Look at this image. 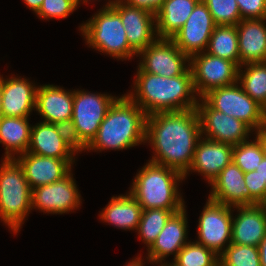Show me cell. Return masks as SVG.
<instances>
[{
  "instance_id": "11",
  "label": "cell",
  "mask_w": 266,
  "mask_h": 266,
  "mask_svg": "<svg viewBox=\"0 0 266 266\" xmlns=\"http://www.w3.org/2000/svg\"><path fill=\"white\" fill-rule=\"evenodd\" d=\"M231 209H233L232 206L217 203L208 198L198 220V241L196 242L212 250L218 256L231 244L233 218Z\"/></svg>"
},
{
  "instance_id": "35",
  "label": "cell",
  "mask_w": 266,
  "mask_h": 266,
  "mask_svg": "<svg viewBox=\"0 0 266 266\" xmlns=\"http://www.w3.org/2000/svg\"><path fill=\"white\" fill-rule=\"evenodd\" d=\"M79 4V0H44L37 15L44 19L66 18Z\"/></svg>"
},
{
  "instance_id": "30",
  "label": "cell",
  "mask_w": 266,
  "mask_h": 266,
  "mask_svg": "<svg viewBox=\"0 0 266 266\" xmlns=\"http://www.w3.org/2000/svg\"><path fill=\"white\" fill-rule=\"evenodd\" d=\"M174 214L171 210L164 209H147L142 210L138 226L139 238L142 239L148 249L157 239L169 218Z\"/></svg>"
},
{
  "instance_id": "29",
  "label": "cell",
  "mask_w": 266,
  "mask_h": 266,
  "mask_svg": "<svg viewBox=\"0 0 266 266\" xmlns=\"http://www.w3.org/2000/svg\"><path fill=\"white\" fill-rule=\"evenodd\" d=\"M245 66V70H241ZM238 85L266 111V62L249 63L238 69Z\"/></svg>"
},
{
  "instance_id": "40",
  "label": "cell",
  "mask_w": 266,
  "mask_h": 266,
  "mask_svg": "<svg viewBox=\"0 0 266 266\" xmlns=\"http://www.w3.org/2000/svg\"><path fill=\"white\" fill-rule=\"evenodd\" d=\"M256 133V138L260 141L264 158L266 159V128H263Z\"/></svg>"
},
{
  "instance_id": "15",
  "label": "cell",
  "mask_w": 266,
  "mask_h": 266,
  "mask_svg": "<svg viewBox=\"0 0 266 266\" xmlns=\"http://www.w3.org/2000/svg\"><path fill=\"white\" fill-rule=\"evenodd\" d=\"M112 8L120 15L129 46L137 54L158 38L155 14L152 12L123 1Z\"/></svg>"
},
{
  "instance_id": "17",
  "label": "cell",
  "mask_w": 266,
  "mask_h": 266,
  "mask_svg": "<svg viewBox=\"0 0 266 266\" xmlns=\"http://www.w3.org/2000/svg\"><path fill=\"white\" fill-rule=\"evenodd\" d=\"M202 138V139H201ZM233 146L213 141L202 136L198 140L194 157L187 174L192 170L204 176L211 184L218 174L232 162Z\"/></svg>"
},
{
  "instance_id": "26",
  "label": "cell",
  "mask_w": 266,
  "mask_h": 266,
  "mask_svg": "<svg viewBox=\"0 0 266 266\" xmlns=\"http://www.w3.org/2000/svg\"><path fill=\"white\" fill-rule=\"evenodd\" d=\"M100 219L123 230H138L142 207L130 194L112 197L101 211Z\"/></svg>"
},
{
  "instance_id": "47",
  "label": "cell",
  "mask_w": 266,
  "mask_h": 266,
  "mask_svg": "<svg viewBox=\"0 0 266 266\" xmlns=\"http://www.w3.org/2000/svg\"><path fill=\"white\" fill-rule=\"evenodd\" d=\"M262 207L266 210V198L265 200L261 203Z\"/></svg>"
},
{
  "instance_id": "28",
  "label": "cell",
  "mask_w": 266,
  "mask_h": 266,
  "mask_svg": "<svg viewBox=\"0 0 266 266\" xmlns=\"http://www.w3.org/2000/svg\"><path fill=\"white\" fill-rule=\"evenodd\" d=\"M205 52L230 60L240 67L236 25H216Z\"/></svg>"
},
{
  "instance_id": "31",
  "label": "cell",
  "mask_w": 266,
  "mask_h": 266,
  "mask_svg": "<svg viewBox=\"0 0 266 266\" xmlns=\"http://www.w3.org/2000/svg\"><path fill=\"white\" fill-rule=\"evenodd\" d=\"M178 266H219V256L197 242H188L174 259Z\"/></svg>"
},
{
  "instance_id": "14",
  "label": "cell",
  "mask_w": 266,
  "mask_h": 266,
  "mask_svg": "<svg viewBox=\"0 0 266 266\" xmlns=\"http://www.w3.org/2000/svg\"><path fill=\"white\" fill-rule=\"evenodd\" d=\"M215 27L207 5L200 0L185 24L171 39L183 53L191 57L206 51Z\"/></svg>"
},
{
  "instance_id": "1",
  "label": "cell",
  "mask_w": 266,
  "mask_h": 266,
  "mask_svg": "<svg viewBox=\"0 0 266 266\" xmlns=\"http://www.w3.org/2000/svg\"><path fill=\"white\" fill-rule=\"evenodd\" d=\"M200 137L196 109L160 112L146 117L145 141L155 151L150 162L175 169L183 175L192 164Z\"/></svg>"
},
{
  "instance_id": "41",
  "label": "cell",
  "mask_w": 266,
  "mask_h": 266,
  "mask_svg": "<svg viewBox=\"0 0 266 266\" xmlns=\"http://www.w3.org/2000/svg\"><path fill=\"white\" fill-rule=\"evenodd\" d=\"M261 266H266V236L258 246Z\"/></svg>"
},
{
  "instance_id": "38",
  "label": "cell",
  "mask_w": 266,
  "mask_h": 266,
  "mask_svg": "<svg viewBox=\"0 0 266 266\" xmlns=\"http://www.w3.org/2000/svg\"><path fill=\"white\" fill-rule=\"evenodd\" d=\"M241 19L266 18V0H236Z\"/></svg>"
},
{
  "instance_id": "34",
  "label": "cell",
  "mask_w": 266,
  "mask_h": 266,
  "mask_svg": "<svg viewBox=\"0 0 266 266\" xmlns=\"http://www.w3.org/2000/svg\"><path fill=\"white\" fill-rule=\"evenodd\" d=\"M216 25H237L241 19L236 0H202Z\"/></svg>"
},
{
  "instance_id": "2",
  "label": "cell",
  "mask_w": 266,
  "mask_h": 266,
  "mask_svg": "<svg viewBox=\"0 0 266 266\" xmlns=\"http://www.w3.org/2000/svg\"><path fill=\"white\" fill-rule=\"evenodd\" d=\"M135 77V92H129L127 96L146 115L196 109L198 105L191 68L176 77H163L147 72H137Z\"/></svg>"
},
{
  "instance_id": "3",
  "label": "cell",
  "mask_w": 266,
  "mask_h": 266,
  "mask_svg": "<svg viewBox=\"0 0 266 266\" xmlns=\"http://www.w3.org/2000/svg\"><path fill=\"white\" fill-rule=\"evenodd\" d=\"M147 115L126 94L117 98L86 150H123L145 143Z\"/></svg>"
},
{
  "instance_id": "8",
  "label": "cell",
  "mask_w": 266,
  "mask_h": 266,
  "mask_svg": "<svg viewBox=\"0 0 266 266\" xmlns=\"http://www.w3.org/2000/svg\"><path fill=\"white\" fill-rule=\"evenodd\" d=\"M193 85L198 98L237 82L239 67L232 61L200 52L190 57Z\"/></svg>"
},
{
  "instance_id": "46",
  "label": "cell",
  "mask_w": 266,
  "mask_h": 266,
  "mask_svg": "<svg viewBox=\"0 0 266 266\" xmlns=\"http://www.w3.org/2000/svg\"><path fill=\"white\" fill-rule=\"evenodd\" d=\"M160 264H161V266H178V265L175 264L174 262H172V264H171V263L167 264V263H162V262H160Z\"/></svg>"
},
{
  "instance_id": "7",
  "label": "cell",
  "mask_w": 266,
  "mask_h": 266,
  "mask_svg": "<svg viewBox=\"0 0 266 266\" xmlns=\"http://www.w3.org/2000/svg\"><path fill=\"white\" fill-rule=\"evenodd\" d=\"M237 84L213 89L202 98L213 109L237 118L255 132L266 128V111Z\"/></svg>"
},
{
  "instance_id": "39",
  "label": "cell",
  "mask_w": 266,
  "mask_h": 266,
  "mask_svg": "<svg viewBox=\"0 0 266 266\" xmlns=\"http://www.w3.org/2000/svg\"><path fill=\"white\" fill-rule=\"evenodd\" d=\"M125 2L129 5L136 6L138 8L145 9L155 14L165 0H112L104 5V7H113L118 2Z\"/></svg>"
},
{
  "instance_id": "36",
  "label": "cell",
  "mask_w": 266,
  "mask_h": 266,
  "mask_svg": "<svg viewBox=\"0 0 266 266\" xmlns=\"http://www.w3.org/2000/svg\"><path fill=\"white\" fill-rule=\"evenodd\" d=\"M57 133L62 140L76 153L87 149V145L80 139L77 128L72 119L54 123Z\"/></svg>"
},
{
  "instance_id": "9",
  "label": "cell",
  "mask_w": 266,
  "mask_h": 266,
  "mask_svg": "<svg viewBox=\"0 0 266 266\" xmlns=\"http://www.w3.org/2000/svg\"><path fill=\"white\" fill-rule=\"evenodd\" d=\"M118 97L95 94L83 90L73 91L72 121L80 139L88 146L97 135L108 109Z\"/></svg>"
},
{
  "instance_id": "37",
  "label": "cell",
  "mask_w": 266,
  "mask_h": 266,
  "mask_svg": "<svg viewBox=\"0 0 266 266\" xmlns=\"http://www.w3.org/2000/svg\"><path fill=\"white\" fill-rule=\"evenodd\" d=\"M244 181L250 192V205L261 204L266 198V184L256 170L245 173Z\"/></svg>"
},
{
  "instance_id": "43",
  "label": "cell",
  "mask_w": 266,
  "mask_h": 266,
  "mask_svg": "<svg viewBox=\"0 0 266 266\" xmlns=\"http://www.w3.org/2000/svg\"><path fill=\"white\" fill-rule=\"evenodd\" d=\"M259 176L261 177L262 184H266V159L263 158V160L259 163V166L257 169H255Z\"/></svg>"
},
{
  "instance_id": "4",
  "label": "cell",
  "mask_w": 266,
  "mask_h": 266,
  "mask_svg": "<svg viewBox=\"0 0 266 266\" xmlns=\"http://www.w3.org/2000/svg\"><path fill=\"white\" fill-rule=\"evenodd\" d=\"M183 180L179 171L149 161L133 179L129 193L142 210L158 208L177 213L185 207L177 186Z\"/></svg>"
},
{
  "instance_id": "24",
  "label": "cell",
  "mask_w": 266,
  "mask_h": 266,
  "mask_svg": "<svg viewBox=\"0 0 266 266\" xmlns=\"http://www.w3.org/2000/svg\"><path fill=\"white\" fill-rule=\"evenodd\" d=\"M27 152L58 159L75 158V152L62 140L54 124L44 121L31 127Z\"/></svg>"
},
{
  "instance_id": "48",
  "label": "cell",
  "mask_w": 266,
  "mask_h": 266,
  "mask_svg": "<svg viewBox=\"0 0 266 266\" xmlns=\"http://www.w3.org/2000/svg\"><path fill=\"white\" fill-rule=\"evenodd\" d=\"M80 1H82V0H79V3H80ZM84 2H85V3H87V2H88V0H83V3H84Z\"/></svg>"
},
{
  "instance_id": "22",
  "label": "cell",
  "mask_w": 266,
  "mask_h": 266,
  "mask_svg": "<svg viewBox=\"0 0 266 266\" xmlns=\"http://www.w3.org/2000/svg\"><path fill=\"white\" fill-rule=\"evenodd\" d=\"M266 18L242 19L236 25L240 66L266 62Z\"/></svg>"
},
{
  "instance_id": "33",
  "label": "cell",
  "mask_w": 266,
  "mask_h": 266,
  "mask_svg": "<svg viewBox=\"0 0 266 266\" xmlns=\"http://www.w3.org/2000/svg\"><path fill=\"white\" fill-rule=\"evenodd\" d=\"M264 154L260 141L255 137L253 141H243L233 146L232 161L244 172L248 173L258 168Z\"/></svg>"
},
{
  "instance_id": "32",
  "label": "cell",
  "mask_w": 266,
  "mask_h": 266,
  "mask_svg": "<svg viewBox=\"0 0 266 266\" xmlns=\"http://www.w3.org/2000/svg\"><path fill=\"white\" fill-rule=\"evenodd\" d=\"M219 266H261L259 249L231 243L219 256Z\"/></svg>"
},
{
  "instance_id": "19",
  "label": "cell",
  "mask_w": 266,
  "mask_h": 266,
  "mask_svg": "<svg viewBox=\"0 0 266 266\" xmlns=\"http://www.w3.org/2000/svg\"><path fill=\"white\" fill-rule=\"evenodd\" d=\"M233 208L239 213L232 218L231 243L258 247L266 236V210L261 204Z\"/></svg>"
},
{
  "instance_id": "27",
  "label": "cell",
  "mask_w": 266,
  "mask_h": 266,
  "mask_svg": "<svg viewBox=\"0 0 266 266\" xmlns=\"http://www.w3.org/2000/svg\"><path fill=\"white\" fill-rule=\"evenodd\" d=\"M28 119V117H0V143L6 150L4 159H15V154L22 155L27 152L32 127Z\"/></svg>"
},
{
  "instance_id": "5",
  "label": "cell",
  "mask_w": 266,
  "mask_h": 266,
  "mask_svg": "<svg viewBox=\"0 0 266 266\" xmlns=\"http://www.w3.org/2000/svg\"><path fill=\"white\" fill-rule=\"evenodd\" d=\"M0 166V218L17 233L32 210V189L16 159H3Z\"/></svg>"
},
{
  "instance_id": "12",
  "label": "cell",
  "mask_w": 266,
  "mask_h": 266,
  "mask_svg": "<svg viewBox=\"0 0 266 266\" xmlns=\"http://www.w3.org/2000/svg\"><path fill=\"white\" fill-rule=\"evenodd\" d=\"M199 99L196 111L201 136L204 134L207 139L232 146L249 139L251 129L244 122L213 109L203 98Z\"/></svg>"
},
{
  "instance_id": "44",
  "label": "cell",
  "mask_w": 266,
  "mask_h": 266,
  "mask_svg": "<svg viewBox=\"0 0 266 266\" xmlns=\"http://www.w3.org/2000/svg\"><path fill=\"white\" fill-rule=\"evenodd\" d=\"M142 261L143 260H142L141 255H140V257H138V258L135 257V259H132V261L125 266H144L143 264H145V263H143Z\"/></svg>"
},
{
  "instance_id": "45",
  "label": "cell",
  "mask_w": 266,
  "mask_h": 266,
  "mask_svg": "<svg viewBox=\"0 0 266 266\" xmlns=\"http://www.w3.org/2000/svg\"><path fill=\"white\" fill-rule=\"evenodd\" d=\"M2 116V106H1V75H0V117Z\"/></svg>"
},
{
  "instance_id": "10",
  "label": "cell",
  "mask_w": 266,
  "mask_h": 266,
  "mask_svg": "<svg viewBox=\"0 0 266 266\" xmlns=\"http://www.w3.org/2000/svg\"><path fill=\"white\" fill-rule=\"evenodd\" d=\"M137 55L142 58L137 72L176 77L190 68V57L183 53L172 39L157 38Z\"/></svg>"
},
{
  "instance_id": "25",
  "label": "cell",
  "mask_w": 266,
  "mask_h": 266,
  "mask_svg": "<svg viewBox=\"0 0 266 266\" xmlns=\"http://www.w3.org/2000/svg\"><path fill=\"white\" fill-rule=\"evenodd\" d=\"M200 0H165L155 13L158 38L171 39L185 24Z\"/></svg>"
},
{
  "instance_id": "42",
  "label": "cell",
  "mask_w": 266,
  "mask_h": 266,
  "mask_svg": "<svg viewBox=\"0 0 266 266\" xmlns=\"http://www.w3.org/2000/svg\"><path fill=\"white\" fill-rule=\"evenodd\" d=\"M24 3L36 14L39 12L44 0H23Z\"/></svg>"
},
{
  "instance_id": "18",
  "label": "cell",
  "mask_w": 266,
  "mask_h": 266,
  "mask_svg": "<svg viewBox=\"0 0 266 266\" xmlns=\"http://www.w3.org/2000/svg\"><path fill=\"white\" fill-rule=\"evenodd\" d=\"M28 79L20 77H1V106L2 116L29 117L35 110L38 87Z\"/></svg>"
},
{
  "instance_id": "23",
  "label": "cell",
  "mask_w": 266,
  "mask_h": 266,
  "mask_svg": "<svg viewBox=\"0 0 266 266\" xmlns=\"http://www.w3.org/2000/svg\"><path fill=\"white\" fill-rule=\"evenodd\" d=\"M35 109L44 122L54 124L72 119L73 91L50 84L38 86Z\"/></svg>"
},
{
  "instance_id": "13",
  "label": "cell",
  "mask_w": 266,
  "mask_h": 266,
  "mask_svg": "<svg viewBox=\"0 0 266 266\" xmlns=\"http://www.w3.org/2000/svg\"><path fill=\"white\" fill-rule=\"evenodd\" d=\"M73 174L54 183L32 189V209L51 214L68 213L80 206L81 195L77 189Z\"/></svg>"
},
{
  "instance_id": "6",
  "label": "cell",
  "mask_w": 266,
  "mask_h": 266,
  "mask_svg": "<svg viewBox=\"0 0 266 266\" xmlns=\"http://www.w3.org/2000/svg\"><path fill=\"white\" fill-rule=\"evenodd\" d=\"M80 30L89 47L117 59L138 57L129 46L120 15L112 7H103Z\"/></svg>"
},
{
  "instance_id": "16",
  "label": "cell",
  "mask_w": 266,
  "mask_h": 266,
  "mask_svg": "<svg viewBox=\"0 0 266 266\" xmlns=\"http://www.w3.org/2000/svg\"><path fill=\"white\" fill-rule=\"evenodd\" d=\"M15 158L31 189L61 180L71 172L74 159H58L26 152Z\"/></svg>"
},
{
  "instance_id": "20",
  "label": "cell",
  "mask_w": 266,
  "mask_h": 266,
  "mask_svg": "<svg viewBox=\"0 0 266 266\" xmlns=\"http://www.w3.org/2000/svg\"><path fill=\"white\" fill-rule=\"evenodd\" d=\"M245 173L232 161L210 184L209 199L228 206L250 205V192L244 181Z\"/></svg>"
},
{
  "instance_id": "21",
  "label": "cell",
  "mask_w": 266,
  "mask_h": 266,
  "mask_svg": "<svg viewBox=\"0 0 266 266\" xmlns=\"http://www.w3.org/2000/svg\"><path fill=\"white\" fill-rule=\"evenodd\" d=\"M185 207L174 213L164 228L157 236L152 246L147 249L148 260L150 263L162 262L167 256L174 255L173 260L177 257L178 252L188 243L187 239V217Z\"/></svg>"
}]
</instances>
